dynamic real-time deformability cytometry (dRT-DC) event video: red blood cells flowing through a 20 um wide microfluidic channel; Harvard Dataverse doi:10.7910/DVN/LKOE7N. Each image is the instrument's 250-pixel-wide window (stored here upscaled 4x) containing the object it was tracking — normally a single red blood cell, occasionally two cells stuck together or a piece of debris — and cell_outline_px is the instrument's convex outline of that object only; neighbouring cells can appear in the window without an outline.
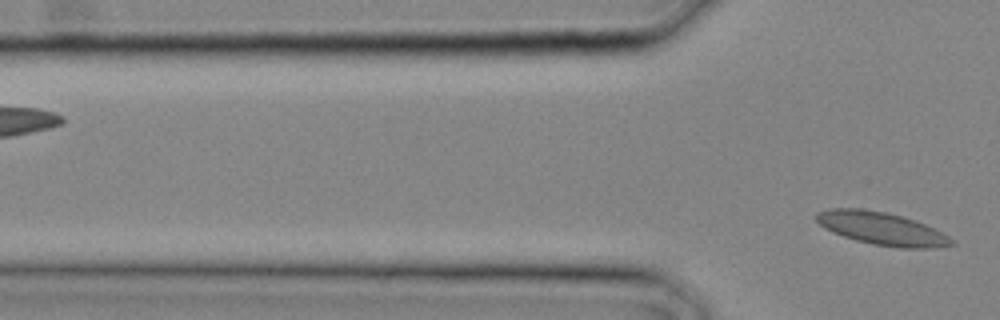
{"species": "common noctule bat (a hibernating species)", "species_latin": "Nyctalus noctula", "temperature_condition": "cold", "stored_images_in_passage": 2, "camera_frame_rate_fps": 3000, "um_per_image_px": 0.085, "animal": {"sex": "male", "body_mass_g": 20.4}, "frame": {"image": 1, "passage_image": 2, "time_ms": 0.333, "image_size_px": [1000, 320], "cell_outline_px": [[956, 244], [936, 248], [900, 248], [872, 244], [856, 240], [832, 232], [824, 228], [816, 220], [816, 212], [828, 208], [860, 208], [884, 212], [900, 216], [924, 224], [948, 236]], "centroid_in_image_um": [74.9, 19.43], "position_along_channel_um": 50.9, "area_um2": 25.61}}